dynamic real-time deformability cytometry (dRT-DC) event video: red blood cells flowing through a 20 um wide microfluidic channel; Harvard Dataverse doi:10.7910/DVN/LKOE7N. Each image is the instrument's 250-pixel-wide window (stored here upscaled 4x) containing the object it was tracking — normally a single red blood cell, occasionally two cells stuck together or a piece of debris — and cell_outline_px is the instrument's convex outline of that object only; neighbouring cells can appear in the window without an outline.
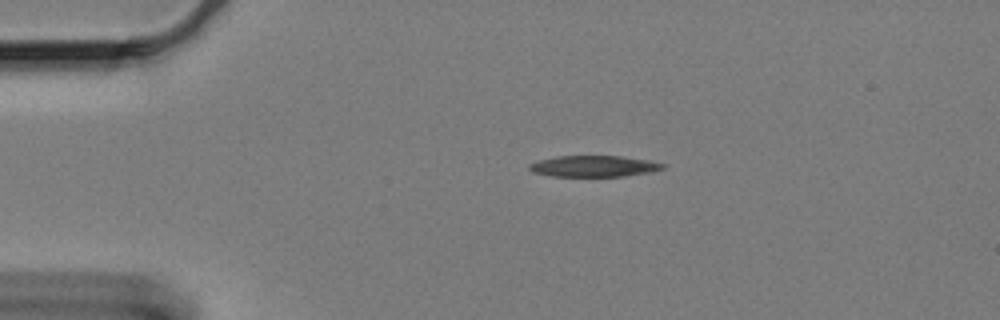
{"species": "Egyptian fruit bat (a non-hibernating species)", "species_latin": "Rousettus aegyptiacus", "temperature_condition": "cold", "stored_images_in_passage": 49, "camera_frame_rate_fps": 3000, "um_per_image_px": 0.085, "animal": {"sex": "female"}, "frame": {"image": 1, "passage_image": 1, "time_ms": 0.0, "image_size_px": [1000, 320], "cell_outline_px": [[668, 164], [664, 168], [652, 172], [624, 176], [552, 176], [532, 172], [528, 168], [528, 164], [540, 160], [556, 156], [620, 156], [648, 160]], "centroid_in_image_um": [50.5, 14.12], "position_along_channel_um": 34.5, "area_um2": 16.53}}
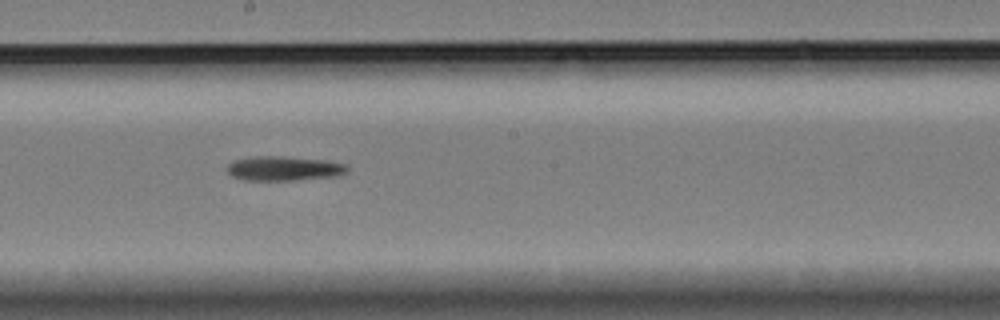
{"frame": {"image": 2, "passage_image": 22, "time_ms": 7.0, "image_size_px": [1000, 320], "cell_outline_px": [[348, 172], [340, 176], [296, 180], [244, 180], [232, 176], [224, 168], [232, 160], [256, 156], [284, 156], [324, 160], [348, 164]], "centroid_in_image_um": [24.14, 14.32], "position_along_channel_um": 224.1, "area_um2": 17.46}}
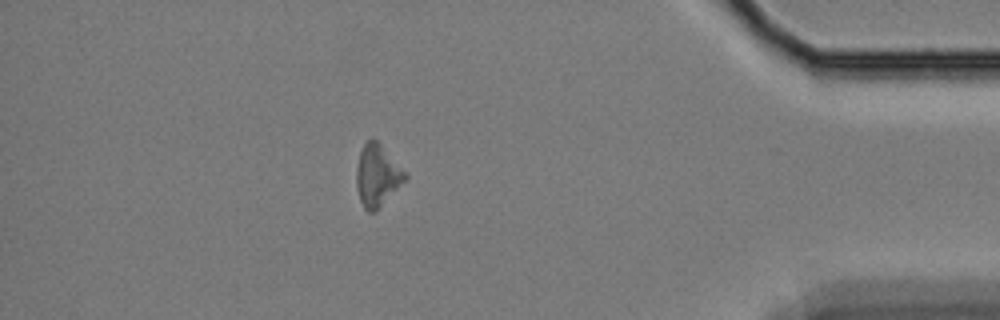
{"frame": {"image": 3, "passage_image": 42, "time_ms": 13.667, "image_size_px": [1000, 320], "cell_outline_px": [[408, 180], [376, 212], [368, 212], [364, 208], [360, 200], [356, 188], [356, 168], [360, 152], [364, 144], [372, 136], [380, 144], [408, 176]], "centroid_in_image_um": [32.07, 14.97], "position_along_channel_um": 403.1, "area_um2": 17.69}, "authors_computed_cell_mechanics": {"area_um2": 17.051, "velocity_mm_per_s": 3.273, "shape_relaxation_time_tau1_ms": 5.57, "shape_relaxation_time_tau2_ms": null, "deformation_change_tau1": 0.1392, "deformation_change_tau2": null}}